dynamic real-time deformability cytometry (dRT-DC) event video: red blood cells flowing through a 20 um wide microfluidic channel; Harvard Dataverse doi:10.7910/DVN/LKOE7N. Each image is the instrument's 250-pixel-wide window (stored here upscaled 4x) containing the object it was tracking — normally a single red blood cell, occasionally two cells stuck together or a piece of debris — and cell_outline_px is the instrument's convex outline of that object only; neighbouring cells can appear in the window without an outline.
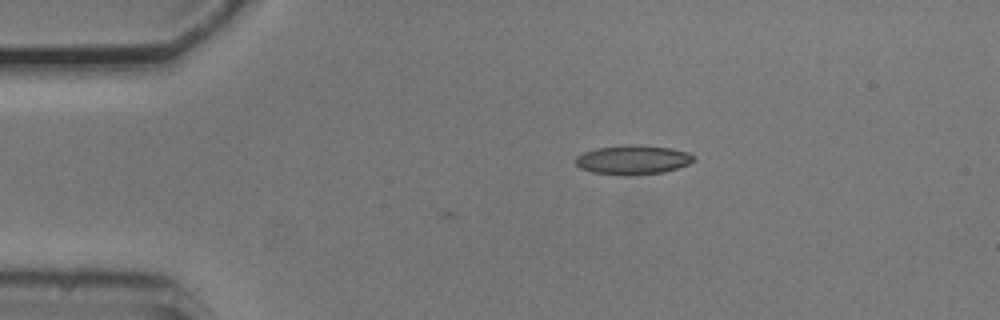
{"species": "common noctule bat (a hibernating species)", "species_latin": "Nyctalus noctula", "temperature_condition": "cold", "stored_images_in_passage": 15, "camera_frame_rate_fps": 3000, "um_per_image_px": 0.085, "animal": {"sex": "male", "body_mass_g": 20.5, "forearm_length_mm": 52.5}, "frame": {"image": 1, "passage_image": 15, "time_ms": 4.667, "image_size_px": [1000, 320], "cell_outline_px": [[696, 160], [688, 164], [664, 172], [624, 176], [592, 172], [580, 168], [576, 164], [576, 156], [584, 152], [596, 148], [628, 144], [636, 144], [668, 148], [688, 152], [696, 156]], "centroid_in_image_um": [53.8, 13.58], "position_along_channel_um": 31.2, "area_um2": 20.23}}